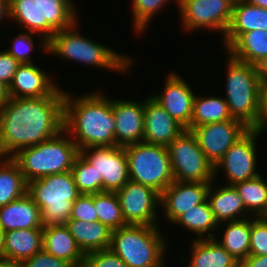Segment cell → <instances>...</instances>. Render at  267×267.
Segmentation results:
<instances>
[{"label": "cell", "mask_w": 267, "mask_h": 267, "mask_svg": "<svg viewBox=\"0 0 267 267\" xmlns=\"http://www.w3.org/2000/svg\"><path fill=\"white\" fill-rule=\"evenodd\" d=\"M64 95L58 88L51 96L12 98L0 107V157L34 146L64 129Z\"/></svg>", "instance_id": "cell-1"}, {"label": "cell", "mask_w": 267, "mask_h": 267, "mask_svg": "<svg viewBox=\"0 0 267 267\" xmlns=\"http://www.w3.org/2000/svg\"><path fill=\"white\" fill-rule=\"evenodd\" d=\"M109 99L98 91L77 98L65 92L64 129L79 151L88 147L115 146V119L112 99Z\"/></svg>", "instance_id": "cell-2"}, {"label": "cell", "mask_w": 267, "mask_h": 267, "mask_svg": "<svg viewBox=\"0 0 267 267\" xmlns=\"http://www.w3.org/2000/svg\"><path fill=\"white\" fill-rule=\"evenodd\" d=\"M9 8L8 19L25 31L39 33L44 51H48V40L57 31L78 22L72 0H9Z\"/></svg>", "instance_id": "cell-3"}, {"label": "cell", "mask_w": 267, "mask_h": 267, "mask_svg": "<svg viewBox=\"0 0 267 267\" xmlns=\"http://www.w3.org/2000/svg\"><path fill=\"white\" fill-rule=\"evenodd\" d=\"M67 137L68 132L63 129L54 137L19 149L11 156L27 183L43 176L71 171L80 151L71 136Z\"/></svg>", "instance_id": "cell-4"}, {"label": "cell", "mask_w": 267, "mask_h": 267, "mask_svg": "<svg viewBox=\"0 0 267 267\" xmlns=\"http://www.w3.org/2000/svg\"><path fill=\"white\" fill-rule=\"evenodd\" d=\"M77 24L76 22L69 28L57 31L48 40L47 52L72 62L94 65L109 71L112 69L124 73L130 70L128 68L133 62L129 56H123L118 51L82 36L75 29Z\"/></svg>", "instance_id": "cell-5"}, {"label": "cell", "mask_w": 267, "mask_h": 267, "mask_svg": "<svg viewBox=\"0 0 267 267\" xmlns=\"http://www.w3.org/2000/svg\"><path fill=\"white\" fill-rule=\"evenodd\" d=\"M160 231L159 226L126 225L112 231L109 249L128 267H164L168 244Z\"/></svg>", "instance_id": "cell-6"}, {"label": "cell", "mask_w": 267, "mask_h": 267, "mask_svg": "<svg viewBox=\"0 0 267 267\" xmlns=\"http://www.w3.org/2000/svg\"><path fill=\"white\" fill-rule=\"evenodd\" d=\"M27 193L40 208L43 227L65 225L73 203L81 195L71 171L29 181Z\"/></svg>", "instance_id": "cell-7"}, {"label": "cell", "mask_w": 267, "mask_h": 267, "mask_svg": "<svg viewBox=\"0 0 267 267\" xmlns=\"http://www.w3.org/2000/svg\"><path fill=\"white\" fill-rule=\"evenodd\" d=\"M226 102L233 119L252 129L258 118L262 83L253 64L227 53Z\"/></svg>", "instance_id": "cell-8"}, {"label": "cell", "mask_w": 267, "mask_h": 267, "mask_svg": "<svg viewBox=\"0 0 267 267\" xmlns=\"http://www.w3.org/2000/svg\"><path fill=\"white\" fill-rule=\"evenodd\" d=\"M129 179L161 194L173 181L167 147L138 142L125 146Z\"/></svg>", "instance_id": "cell-9"}, {"label": "cell", "mask_w": 267, "mask_h": 267, "mask_svg": "<svg viewBox=\"0 0 267 267\" xmlns=\"http://www.w3.org/2000/svg\"><path fill=\"white\" fill-rule=\"evenodd\" d=\"M167 149L175 181L214 182V166L204 155L191 130L184 129Z\"/></svg>", "instance_id": "cell-10"}, {"label": "cell", "mask_w": 267, "mask_h": 267, "mask_svg": "<svg viewBox=\"0 0 267 267\" xmlns=\"http://www.w3.org/2000/svg\"><path fill=\"white\" fill-rule=\"evenodd\" d=\"M80 154L98 174V193L116 192L130 180L125 147H88L81 149Z\"/></svg>", "instance_id": "cell-11"}, {"label": "cell", "mask_w": 267, "mask_h": 267, "mask_svg": "<svg viewBox=\"0 0 267 267\" xmlns=\"http://www.w3.org/2000/svg\"><path fill=\"white\" fill-rule=\"evenodd\" d=\"M235 0H179L184 30L222 31L225 36L233 15Z\"/></svg>", "instance_id": "cell-12"}, {"label": "cell", "mask_w": 267, "mask_h": 267, "mask_svg": "<svg viewBox=\"0 0 267 267\" xmlns=\"http://www.w3.org/2000/svg\"><path fill=\"white\" fill-rule=\"evenodd\" d=\"M116 194L127 225L158 226L156 222V211L160 205L158 192L129 180L116 191Z\"/></svg>", "instance_id": "cell-13"}, {"label": "cell", "mask_w": 267, "mask_h": 267, "mask_svg": "<svg viewBox=\"0 0 267 267\" xmlns=\"http://www.w3.org/2000/svg\"><path fill=\"white\" fill-rule=\"evenodd\" d=\"M258 132L250 129L242 138L234 143L225 155L214 166V177L219 169H223L227 178V185H235L258 177L256 171V138Z\"/></svg>", "instance_id": "cell-14"}, {"label": "cell", "mask_w": 267, "mask_h": 267, "mask_svg": "<svg viewBox=\"0 0 267 267\" xmlns=\"http://www.w3.org/2000/svg\"><path fill=\"white\" fill-rule=\"evenodd\" d=\"M206 158L215 166L226 151L249 130L244 123L231 119L203 124L190 129Z\"/></svg>", "instance_id": "cell-15"}, {"label": "cell", "mask_w": 267, "mask_h": 267, "mask_svg": "<svg viewBox=\"0 0 267 267\" xmlns=\"http://www.w3.org/2000/svg\"><path fill=\"white\" fill-rule=\"evenodd\" d=\"M210 183L173 181L161 194L160 204L168 222L207 199Z\"/></svg>", "instance_id": "cell-16"}, {"label": "cell", "mask_w": 267, "mask_h": 267, "mask_svg": "<svg viewBox=\"0 0 267 267\" xmlns=\"http://www.w3.org/2000/svg\"><path fill=\"white\" fill-rule=\"evenodd\" d=\"M163 93L150 95L185 129L190 125L195 93L176 73L166 78Z\"/></svg>", "instance_id": "cell-17"}, {"label": "cell", "mask_w": 267, "mask_h": 267, "mask_svg": "<svg viewBox=\"0 0 267 267\" xmlns=\"http://www.w3.org/2000/svg\"><path fill=\"white\" fill-rule=\"evenodd\" d=\"M115 119V146L125 147L143 142L144 100H112Z\"/></svg>", "instance_id": "cell-18"}, {"label": "cell", "mask_w": 267, "mask_h": 267, "mask_svg": "<svg viewBox=\"0 0 267 267\" xmlns=\"http://www.w3.org/2000/svg\"><path fill=\"white\" fill-rule=\"evenodd\" d=\"M184 129L151 96L145 99L143 142L167 147Z\"/></svg>", "instance_id": "cell-19"}, {"label": "cell", "mask_w": 267, "mask_h": 267, "mask_svg": "<svg viewBox=\"0 0 267 267\" xmlns=\"http://www.w3.org/2000/svg\"><path fill=\"white\" fill-rule=\"evenodd\" d=\"M47 72L33 63L18 66L7 88L12 98H40L51 96L58 88Z\"/></svg>", "instance_id": "cell-20"}, {"label": "cell", "mask_w": 267, "mask_h": 267, "mask_svg": "<svg viewBox=\"0 0 267 267\" xmlns=\"http://www.w3.org/2000/svg\"><path fill=\"white\" fill-rule=\"evenodd\" d=\"M0 228L4 232L43 228L40 208L28 193L0 207Z\"/></svg>", "instance_id": "cell-21"}, {"label": "cell", "mask_w": 267, "mask_h": 267, "mask_svg": "<svg viewBox=\"0 0 267 267\" xmlns=\"http://www.w3.org/2000/svg\"><path fill=\"white\" fill-rule=\"evenodd\" d=\"M257 29L267 31V9L236 0L231 22L223 37L224 48L228 49L243 33Z\"/></svg>", "instance_id": "cell-22"}, {"label": "cell", "mask_w": 267, "mask_h": 267, "mask_svg": "<svg viewBox=\"0 0 267 267\" xmlns=\"http://www.w3.org/2000/svg\"><path fill=\"white\" fill-rule=\"evenodd\" d=\"M212 183H210L208 189L207 200L219 227L224 221L230 222L246 219L248 211L235 186L225 184V186H217L218 189L214 190Z\"/></svg>", "instance_id": "cell-23"}, {"label": "cell", "mask_w": 267, "mask_h": 267, "mask_svg": "<svg viewBox=\"0 0 267 267\" xmlns=\"http://www.w3.org/2000/svg\"><path fill=\"white\" fill-rule=\"evenodd\" d=\"M43 249L72 267H83L85 255L66 225L43 227Z\"/></svg>", "instance_id": "cell-24"}, {"label": "cell", "mask_w": 267, "mask_h": 267, "mask_svg": "<svg viewBox=\"0 0 267 267\" xmlns=\"http://www.w3.org/2000/svg\"><path fill=\"white\" fill-rule=\"evenodd\" d=\"M43 249V228L17 229L5 232L2 260L20 263Z\"/></svg>", "instance_id": "cell-25"}, {"label": "cell", "mask_w": 267, "mask_h": 267, "mask_svg": "<svg viewBox=\"0 0 267 267\" xmlns=\"http://www.w3.org/2000/svg\"><path fill=\"white\" fill-rule=\"evenodd\" d=\"M65 225L84 255L109 249L112 230L101 222L69 219Z\"/></svg>", "instance_id": "cell-26"}, {"label": "cell", "mask_w": 267, "mask_h": 267, "mask_svg": "<svg viewBox=\"0 0 267 267\" xmlns=\"http://www.w3.org/2000/svg\"><path fill=\"white\" fill-rule=\"evenodd\" d=\"M195 239V240H194ZM188 267H239L240 262L218 242V238H194Z\"/></svg>", "instance_id": "cell-27"}, {"label": "cell", "mask_w": 267, "mask_h": 267, "mask_svg": "<svg viewBox=\"0 0 267 267\" xmlns=\"http://www.w3.org/2000/svg\"><path fill=\"white\" fill-rule=\"evenodd\" d=\"M226 53L236 60L254 65L267 56V31L257 29L243 33Z\"/></svg>", "instance_id": "cell-28"}, {"label": "cell", "mask_w": 267, "mask_h": 267, "mask_svg": "<svg viewBox=\"0 0 267 267\" xmlns=\"http://www.w3.org/2000/svg\"><path fill=\"white\" fill-rule=\"evenodd\" d=\"M233 119L229 113L225 98L201 97L195 95L190 125L186 128H196L203 124L216 123Z\"/></svg>", "instance_id": "cell-29"}, {"label": "cell", "mask_w": 267, "mask_h": 267, "mask_svg": "<svg viewBox=\"0 0 267 267\" xmlns=\"http://www.w3.org/2000/svg\"><path fill=\"white\" fill-rule=\"evenodd\" d=\"M173 223L190 230L198 239L215 238L213 232H216L219 226L207 199L180 215Z\"/></svg>", "instance_id": "cell-30"}, {"label": "cell", "mask_w": 267, "mask_h": 267, "mask_svg": "<svg viewBox=\"0 0 267 267\" xmlns=\"http://www.w3.org/2000/svg\"><path fill=\"white\" fill-rule=\"evenodd\" d=\"M25 193L27 182L18 164L11 157H0V207L22 197Z\"/></svg>", "instance_id": "cell-31"}, {"label": "cell", "mask_w": 267, "mask_h": 267, "mask_svg": "<svg viewBox=\"0 0 267 267\" xmlns=\"http://www.w3.org/2000/svg\"><path fill=\"white\" fill-rule=\"evenodd\" d=\"M251 219L227 222L223 237L217 242L239 262L249 256Z\"/></svg>", "instance_id": "cell-32"}, {"label": "cell", "mask_w": 267, "mask_h": 267, "mask_svg": "<svg viewBox=\"0 0 267 267\" xmlns=\"http://www.w3.org/2000/svg\"><path fill=\"white\" fill-rule=\"evenodd\" d=\"M234 186L246 210L254 213L255 217H260L267 208V181L259 175L256 178L236 183Z\"/></svg>", "instance_id": "cell-33"}, {"label": "cell", "mask_w": 267, "mask_h": 267, "mask_svg": "<svg viewBox=\"0 0 267 267\" xmlns=\"http://www.w3.org/2000/svg\"><path fill=\"white\" fill-rule=\"evenodd\" d=\"M94 206L98 221L112 231L127 225L116 192L104 191L94 194Z\"/></svg>", "instance_id": "cell-34"}, {"label": "cell", "mask_w": 267, "mask_h": 267, "mask_svg": "<svg viewBox=\"0 0 267 267\" xmlns=\"http://www.w3.org/2000/svg\"><path fill=\"white\" fill-rule=\"evenodd\" d=\"M71 173L80 194L98 193V174L95 168L79 153Z\"/></svg>", "instance_id": "cell-35"}, {"label": "cell", "mask_w": 267, "mask_h": 267, "mask_svg": "<svg viewBox=\"0 0 267 267\" xmlns=\"http://www.w3.org/2000/svg\"><path fill=\"white\" fill-rule=\"evenodd\" d=\"M169 0H132V16L134 31L137 34L142 33L148 26L152 16L154 17L157 11L162 9ZM177 6L179 0H176ZM140 32V33H139Z\"/></svg>", "instance_id": "cell-36"}, {"label": "cell", "mask_w": 267, "mask_h": 267, "mask_svg": "<svg viewBox=\"0 0 267 267\" xmlns=\"http://www.w3.org/2000/svg\"><path fill=\"white\" fill-rule=\"evenodd\" d=\"M249 255H267V223L260 217L251 218Z\"/></svg>", "instance_id": "cell-37"}, {"label": "cell", "mask_w": 267, "mask_h": 267, "mask_svg": "<svg viewBox=\"0 0 267 267\" xmlns=\"http://www.w3.org/2000/svg\"><path fill=\"white\" fill-rule=\"evenodd\" d=\"M36 33L24 32L15 36L12 42V47L6 51L13 56L19 63H33L30 57V52L33 51L34 39L32 35Z\"/></svg>", "instance_id": "cell-38"}, {"label": "cell", "mask_w": 267, "mask_h": 267, "mask_svg": "<svg viewBox=\"0 0 267 267\" xmlns=\"http://www.w3.org/2000/svg\"><path fill=\"white\" fill-rule=\"evenodd\" d=\"M70 219L81 220L85 222L98 221L96 209L94 206V194H81L72 205Z\"/></svg>", "instance_id": "cell-39"}, {"label": "cell", "mask_w": 267, "mask_h": 267, "mask_svg": "<svg viewBox=\"0 0 267 267\" xmlns=\"http://www.w3.org/2000/svg\"><path fill=\"white\" fill-rule=\"evenodd\" d=\"M83 267H128L126 263L110 249L85 254Z\"/></svg>", "instance_id": "cell-40"}, {"label": "cell", "mask_w": 267, "mask_h": 267, "mask_svg": "<svg viewBox=\"0 0 267 267\" xmlns=\"http://www.w3.org/2000/svg\"><path fill=\"white\" fill-rule=\"evenodd\" d=\"M19 267H72L63 259L48 254L44 249L20 262Z\"/></svg>", "instance_id": "cell-41"}, {"label": "cell", "mask_w": 267, "mask_h": 267, "mask_svg": "<svg viewBox=\"0 0 267 267\" xmlns=\"http://www.w3.org/2000/svg\"><path fill=\"white\" fill-rule=\"evenodd\" d=\"M20 64L6 50L0 51V82L7 88Z\"/></svg>", "instance_id": "cell-42"}, {"label": "cell", "mask_w": 267, "mask_h": 267, "mask_svg": "<svg viewBox=\"0 0 267 267\" xmlns=\"http://www.w3.org/2000/svg\"><path fill=\"white\" fill-rule=\"evenodd\" d=\"M267 84H262L260 89V104L259 114L255 126L252 128L254 131L262 134L267 129Z\"/></svg>", "instance_id": "cell-43"}, {"label": "cell", "mask_w": 267, "mask_h": 267, "mask_svg": "<svg viewBox=\"0 0 267 267\" xmlns=\"http://www.w3.org/2000/svg\"><path fill=\"white\" fill-rule=\"evenodd\" d=\"M239 267H267V255L254 256L249 255L240 262Z\"/></svg>", "instance_id": "cell-44"}, {"label": "cell", "mask_w": 267, "mask_h": 267, "mask_svg": "<svg viewBox=\"0 0 267 267\" xmlns=\"http://www.w3.org/2000/svg\"><path fill=\"white\" fill-rule=\"evenodd\" d=\"M256 73L262 84H267V56L254 64Z\"/></svg>", "instance_id": "cell-45"}, {"label": "cell", "mask_w": 267, "mask_h": 267, "mask_svg": "<svg viewBox=\"0 0 267 267\" xmlns=\"http://www.w3.org/2000/svg\"><path fill=\"white\" fill-rule=\"evenodd\" d=\"M5 16L10 17L9 0H0V23Z\"/></svg>", "instance_id": "cell-46"}, {"label": "cell", "mask_w": 267, "mask_h": 267, "mask_svg": "<svg viewBox=\"0 0 267 267\" xmlns=\"http://www.w3.org/2000/svg\"><path fill=\"white\" fill-rule=\"evenodd\" d=\"M7 87L0 82V107L8 100Z\"/></svg>", "instance_id": "cell-47"}, {"label": "cell", "mask_w": 267, "mask_h": 267, "mask_svg": "<svg viewBox=\"0 0 267 267\" xmlns=\"http://www.w3.org/2000/svg\"><path fill=\"white\" fill-rule=\"evenodd\" d=\"M244 1L251 5L267 9V0H244Z\"/></svg>", "instance_id": "cell-48"}, {"label": "cell", "mask_w": 267, "mask_h": 267, "mask_svg": "<svg viewBox=\"0 0 267 267\" xmlns=\"http://www.w3.org/2000/svg\"><path fill=\"white\" fill-rule=\"evenodd\" d=\"M5 246V232L0 228V259Z\"/></svg>", "instance_id": "cell-49"}, {"label": "cell", "mask_w": 267, "mask_h": 267, "mask_svg": "<svg viewBox=\"0 0 267 267\" xmlns=\"http://www.w3.org/2000/svg\"><path fill=\"white\" fill-rule=\"evenodd\" d=\"M0 267H19L18 263L0 259Z\"/></svg>", "instance_id": "cell-50"}, {"label": "cell", "mask_w": 267, "mask_h": 267, "mask_svg": "<svg viewBox=\"0 0 267 267\" xmlns=\"http://www.w3.org/2000/svg\"><path fill=\"white\" fill-rule=\"evenodd\" d=\"M260 218L267 223V208L266 210L261 214Z\"/></svg>", "instance_id": "cell-51"}]
</instances>
